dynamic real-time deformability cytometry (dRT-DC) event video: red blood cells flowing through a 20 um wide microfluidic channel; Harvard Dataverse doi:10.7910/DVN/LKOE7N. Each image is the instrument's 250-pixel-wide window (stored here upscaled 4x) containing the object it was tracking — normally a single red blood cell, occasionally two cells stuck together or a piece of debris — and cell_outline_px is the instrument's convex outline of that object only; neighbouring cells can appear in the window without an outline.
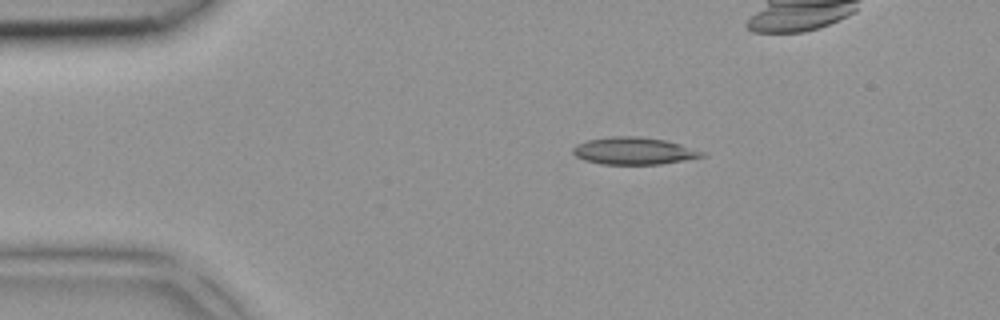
{"species": "common noctule bat (a hibernating species)", "species_latin": "Nyctalus noctula", "temperature_condition": "room temperature", "stored_images_in_passage": 3, "camera_frame_rate_fps": 3000, "um_per_image_px": 0.085, "animal": {"sex": "female", "body_mass_g": 18.4}, "frame": {"image": 1, "passage_image": 1, "time_ms": 0.0, "image_size_px": [1000, 320], "cell_outline_px": [[704, 156], [684, 160], [660, 164], [600, 164], [584, 160], [576, 156], [572, 152], [572, 148], [576, 144], [588, 140], [612, 136], [640, 136], [664, 140], [680, 144], [704, 152]], "centroid_in_image_um": [53.83, 12.82], "position_along_channel_um": 31.2, "area_um2": 20.35}}